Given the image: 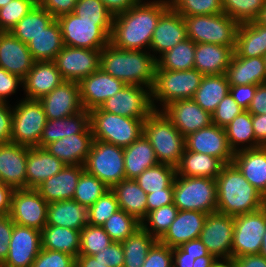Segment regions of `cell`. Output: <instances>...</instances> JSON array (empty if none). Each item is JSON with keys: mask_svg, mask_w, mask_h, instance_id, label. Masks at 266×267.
I'll use <instances>...</instances> for the list:
<instances>
[{"mask_svg": "<svg viewBox=\"0 0 266 267\" xmlns=\"http://www.w3.org/2000/svg\"><path fill=\"white\" fill-rule=\"evenodd\" d=\"M145 1L140 0L127 11L113 16L110 43L114 47L149 51L156 24L170 3L169 0Z\"/></svg>", "mask_w": 266, "mask_h": 267, "instance_id": "1", "label": "cell"}, {"mask_svg": "<svg viewBox=\"0 0 266 267\" xmlns=\"http://www.w3.org/2000/svg\"><path fill=\"white\" fill-rule=\"evenodd\" d=\"M217 211L229 216L255 212L266 205V198L233 164H225L216 177Z\"/></svg>", "mask_w": 266, "mask_h": 267, "instance_id": "2", "label": "cell"}, {"mask_svg": "<svg viewBox=\"0 0 266 267\" xmlns=\"http://www.w3.org/2000/svg\"><path fill=\"white\" fill-rule=\"evenodd\" d=\"M155 57L143 50H122L108 43L100 55V69L127 85L151 90L154 82Z\"/></svg>", "mask_w": 266, "mask_h": 267, "instance_id": "3", "label": "cell"}, {"mask_svg": "<svg viewBox=\"0 0 266 267\" xmlns=\"http://www.w3.org/2000/svg\"><path fill=\"white\" fill-rule=\"evenodd\" d=\"M143 134L150 141L159 163L174 167L180 164L185 137L162 111L154 110L144 120Z\"/></svg>", "mask_w": 266, "mask_h": 267, "instance_id": "4", "label": "cell"}, {"mask_svg": "<svg viewBox=\"0 0 266 267\" xmlns=\"http://www.w3.org/2000/svg\"><path fill=\"white\" fill-rule=\"evenodd\" d=\"M202 77L203 75L195 68L182 71L155 69L154 82L150 90L153 109L161 111L174 101L192 99Z\"/></svg>", "mask_w": 266, "mask_h": 267, "instance_id": "5", "label": "cell"}, {"mask_svg": "<svg viewBox=\"0 0 266 267\" xmlns=\"http://www.w3.org/2000/svg\"><path fill=\"white\" fill-rule=\"evenodd\" d=\"M89 113L94 140L124 148L143 134V119L105 112L100 108L93 109Z\"/></svg>", "mask_w": 266, "mask_h": 267, "instance_id": "6", "label": "cell"}, {"mask_svg": "<svg viewBox=\"0 0 266 267\" xmlns=\"http://www.w3.org/2000/svg\"><path fill=\"white\" fill-rule=\"evenodd\" d=\"M173 204L178 210L217 211L216 180L204 177L176 175L173 182Z\"/></svg>", "mask_w": 266, "mask_h": 267, "instance_id": "7", "label": "cell"}, {"mask_svg": "<svg viewBox=\"0 0 266 267\" xmlns=\"http://www.w3.org/2000/svg\"><path fill=\"white\" fill-rule=\"evenodd\" d=\"M57 20L65 46L102 50L110 43L112 21L82 20L74 13L61 15Z\"/></svg>", "mask_w": 266, "mask_h": 267, "instance_id": "8", "label": "cell"}, {"mask_svg": "<svg viewBox=\"0 0 266 267\" xmlns=\"http://www.w3.org/2000/svg\"><path fill=\"white\" fill-rule=\"evenodd\" d=\"M187 38L194 43L236 47L239 23L225 13L184 16Z\"/></svg>", "mask_w": 266, "mask_h": 267, "instance_id": "9", "label": "cell"}, {"mask_svg": "<svg viewBox=\"0 0 266 267\" xmlns=\"http://www.w3.org/2000/svg\"><path fill=\"white\" fill-rule=\"evenodd\" d=\"M84 170L96 176L110 189L126 179L124 148L94 140L84 164Z\"/></svg>", "mask_w": 266, "mask_h": 267, "instance_id": "10", "label": "cell"}, {"mask_svg": "<svg viewBox=\"0 0 266 267\" xmlns=\"http://www.w3.org/2000/svg\"><path fill=\"white\" fill-rule=\"evenodd\" d=\"M13 106L11 142L39 147L47 117L39 100L23 98Z\"/></svg>", "mask_w": 266, "mask_h": 267, "instance_id": "11", "label": "cell"}, {"mask_svg": "<svg viewBox=\"0 0 266 267\" xmlns=\"http://www.w3.org/2000/svg\"><path fill=\"white\" fill-rule=\"evenodd\" d=\"M266 228V205L255 212L234 216L232 258L259 254Z\"/></svg>", "mask_w": 266, "mask_h": 267, "instance_id": "12", "label": "cell"}, {"mask_svg": "<svg viewBox=\"0 0 266 267\" xmlns=\"http://www.w3.org/2000/svg\"><path fill=\"white\" fill-rule=\"evenodd\" d=\"M105 112L145 120L153 111L150 89L138 85H125L100 106Z\"/></svg>", "mask_w": 266, "mask_h": 267, "instance_id": "13", "label": "cell"}, {"mask_svg": "<svg viewBox=\"0 0 266 267\" xmlns=\"http://www.w3.org/2000/svg\"><path fill=\"white\" fill-rule=\"evenodd\" d=\"M47 201L36 189H16L9 216L15 224L42 230L47 221Z\"/></svg>", "mask_w": 266, "mask_h": 267, "instance_id": "14", "label": "cell"}, {"mask_svg": "<svg viewBox=\"0 0 266 267\" xmlns=\"http://www.w3.org/2000/svg\"><path fill=\"white\" fill-rule=\"evenodd\" d=\"M234 217L218 211L207 215L200 240L216 259H232Z\"/></svg>", "mask_w": 266, "mask_h": 267, "instance_id": "15", "label": "cell"}, {"mask_svg": "<svg viewBox=\"0 0 266 267\" xmlns=\"http://www.w3.org/2000/svg\"><path fill=\"white\" fill-rule=\"evenodd\" d=\"M101 50L63 46L53 62L66 81L79 83L100 68Z\"/></svg>", "mask_w": 266, "mask_h": 267, "instance_id": "16", "label": "cell"}, {"mask_svg": "<svg viewBox=\"0 0 266 267\" xmlns=\"http://www.w3.org/2000/svg\"><path fill=\"white\" fill-rule=\"evenodd\" d=\"M41 249L40 230L14 223L9 253L0 267H32Z\"/></svg>", "mask_w": 266, "mask_h": 267, "instance_id": "17", "label": "cell"}, {"mask_svg": "<svg viewBox=\"0 0 266 267\" xmlns=\"http://www.w3.org/2000/svg\"><path fill=\"white\" fill-rule=\"evenodd\" d=\"M185 149L217 157L224 164L233 162L234 152L229 146L225 128L214 124L186 136Z\"/></svg>", "mask_w": 266, "mask_h": 267, "instance_id": "18", "label": "cell"}, {"mask_svg": "<svg viewBox=\"0 0 266 267\" xmlns=\"http://www.w3.org/2000/svg\"><path fill=\"white\" fill-rule=\"evenodd\" d=\"M78 84L82 108L89 112L100 108L104 101L114 96L126 85L100 68L83 78Z\"/></svg>", "mask_w": 266, "mask_h": 267, "instance_id": "19", "label": "cell"}, {"mask_svg": "<svg viewBox=\"0 0 266 267\" xmlns=\"http://www.w3.org/2000/svg\"><path fill=\"white\" fill-rule=\"evenodd\" d=\"M184 136L212 124V116L204 111L193 99L174 101L161 110Z\"/></svg>", "mask_w": 266, "mask_h": 267, "instance_id": "20", "label": "cell"}, {"mask_svg": "<svg viewBox=\"0 0 266 267\" xmlns=\"http://www.w3.org/2000/svg\"><path fill=\"white\" fill-rule=\"evenodd\" d=\"M187 39L186 24L183 16L169 7L159 18L153 31L149 52L157 60L178 43ZM157 54H159L157 56ZM157 57H156V56Z\"/></svg>", "mask_w": 266, "mask_h": 267, "instance_id": "21", "label": "cell"}, {"mask_svg": "<svg viewBox=\"0 0 266 267\" xmlns=\"http://www.w3.org/2000/svg\"><path fill=\"white\" fill-rule=\"evenodd\" d=\"M39 101L47 120L70 117L83 110L77 82L65 80Z\"/></svg>", "mask_w": 266, "mask_h": 267, "instance_id": "22", "label": "cell"}, {"mask_svg": "<svg viewBox=\"0 0 266 267\" xmlns=\"http://www.w3.org/2000/svg\"><path fill=\"white\" fill-rule=\"evenodd\" d=\"M29 147L13 142L0 144V179L7 186L26 188V162Z\"/></svg>", "mask_w": 266, "mask_h": 267, "instance_id": "23", "label": "cell"}, {"mask_svg": "<svg viewBox=\"0 0 266 267\" xmlns=\"http://www.w3.org/2000/svg\"><path fill=\"white\" fill-rule=\"evenodd\" d=\"M34 62L25 43L10 32H0V68L24 79Z\"/></svg>", "mask_w": 266, "mask_h": 267, "instance_id": "24", "label": "cell"}, {"mask_svg": "<svg viewBox=\"0 0 266 267\" xmlns=\"http://www.w3.org/2000/svg\"><path fill=\"white\" fill-rule=\"evenodd\" d=\"M63 81L61 73L53 61H35L23 79L26 99L40 100Z\"/></svg>", "mask_w": 266, "mask_h": 267, "instance_id": "25", "label": "cell"}, {"mask_svg": "<svg viewBox=\"0 0 266 267\" xmlns=\"http://www.w3.org/2000/svg\"><path fill=\"white\" fill-rule=\"evenodd\" d=\"M93 141L90 127L85 133L68 135L47 144L44 148L65 165L84 166Z\"/></svg>", "mask_w": 266, "mask_h": 267, "instance_id": "26", "label": "cell"}, {"mask_svg": "<svg viewBox=\"0 0 266 267\" xmlns=\"http://www.w3.org/2000/svg\"><path fill=\"white\" fill-rule=\"evenodd\" d=\"M207 215L200 211L179 210L175 220L159 241L174 248L190 240L198 239Z\"/></svg>", "mask_w": 266, "mask_h": 267, "instance_id": "27", "label": "cell"}, {"mask_svg": "<svg viewBox=\"0 0 266 267\" xmlns=\"http://www.w3.org/2000/svg\"><path fill=\"white\" fill-rule=\"evenodd\" d=\"M82 165H66L58 174L41 183L36 190L47 203L73 199Z\"/></svg>", "mask_w": 266, "mask_h": 267, "instance_id": "28", "label": "cell"}, {"mask_svg": "<svg viewBox=\"0 0 266 267\" xmlns=\"http://www.w3.org/2000/svg\"><path fill=\"white\" fill-rule=\"evenodd\" d=\"M232 163L266 198V146L234 152Z\"/></svg>", "mask_w": 266, "mask_h": 267, "instance_id": "29", "label": "cell"}, {"mask_svg": "<svg viewBox=\"0 0 266 267\" xmlns=\"http://www.w3.org/2000/svg\"><path fill=\"white\" fill-rule=\"evenodd\" d=\"M234 47L212 43H195L194 68L203 76L225 74Z\"/></svg>", "mask_w": 266, "mask_h": 267, "instance_id": "30", "label": "cell"}, {"mask_svg": "<svg viewBox=\"0 0 266 267\" xmlns=\"http://www.w3.org/2000/svg\"><path fill=\"white\" fill-rule=\"evenodd\" d=\"M66 165L45 148L29 147L26 162V188L36 189Z\"/></svg>", "mask_w": 266, "mask_h": 267, "instance_id": "31", "label": "cell"}, {"mask_svg": "<svg viewBox=\"0 0 266 267\" xmlns=\"http://www.w3.org/2000/svg\"><path fill=\"white\" fill-rule=\"evenodd\" d=\"M46 225L81 231L89 225V209L73 199L49 203Z\"/></svg>", "mask_w": 266, "mask_h": 267, "instance_id": "32", "label": "cell"}, {"mask_svg": "<svg viewBox=\"0 0 266 267\" xmlns=\"http://www.w3.org/2000/svg\"><path fill=\"white\" fill-rule=\"evenodd\" d=\"M225 75L230 86L265 84L266 69L264 57L245 58L234 54Z\"/></svg>", "mask_w": 266, "mask_h": 267, "instance_id": "33", "label": "cell"}, {"mask_svg": "<svg viewBox=\"0 0 266 267\" xmlns=\"http://www.w3.org/2000/svg\"><path fill=\"white\" fill-rule=\"evenodd\" d=\"M234 54L252 58L266 55V26L257 20L240 23L236 34Z\"/></svg>", "mask_w": 266, "mask_h": 267, "instance_id": "34", "label": "cell"}, {"mask_svg": "<svg viewBox=\"0 0 266 267\" xmlns=\"http://www.w3.org/2000/svg\"><path fill=\"white\" fill-rule=\"evenodd\" d=\"M90 128V113L83 109L75 115L62 119L47 120L39 141V147L72 134L85 133Z\"/></svg>", "mask_w": 266, "mask_h": 267, "instance_id": "35", "label": "cell"}, {"mask_svg": "<svg viewBox=\"0 0 266 267\" xmlns=\"http://www.w3.org/2000/svg\"><path fill=\"white\" fill-rule=\"evenodd\" d=\"M158 164L154 149L144 134L129 146L124 147L126 179H135L144 170Z\"/></svg>", "mask_w": 266, "mask_h": 267, "instance_id": "36", "label": "cell"}, {"mask_svg": "<svg viewBox=\"0 0 266 267\" xmlns=\"http://www.w3.org/2000/svg\"><path fill=\"white\" fill-rule=\"evenodd\" d=\"M119 204V208L142 221L148 214L147 194L135 179H124L111 188Z\"/></svg>", "mask_w": 266, "mask_h": 267, "instance_id": "37", "label": "cell"}, {"mask_svg": "<svg viewBox=\"0 0 266 267\" xmlns=\"http://www.w3.org/2000/svg\"><path fill=\"white\" fill-rule=\"evenodd\" d=\"M224 165L217 157L185 149L176 175L216 179Z\"/></svg>", "mask_w": 266, "mask_h": 267, "instance_id": "38", "label": "cell"}, {"mask_svg": "<svg viewBox=\"0 0 266 267\" xmlns=\"http://www.w3.org/2000/svg\"><path fill=\"white\" fill-rule=\"evenodd\" d=\"M27 46L35 61H53L64 46L58 20L55 19L40 34L34 37Z\"/></svg>", "mask_w": 266, "mask_h": 267, "instance_id": "39", "label": "cell"}, {"mask_svg": "<svg viewBox=\"0 0 266 267\" xmlns=\"http://www.w3.org/2000/svg\"><path fill=\"white\" fill-rule=\"evenodd\" d=\"M42 248L67 253L75 258L80 253V231L46 225L41 230Z\"/></svg>", "mask_w": 266, "mask_h": 267, "instance_id": "40", "label": "cell"}, {"mask_svg": "<svg viewBox=\"0 0 266 267\" xmlns=\"http://www.w3.org/2000/svg\"><path fill=\"white\" fill-rule=\"evenodd\" d=\"M229 88L225 74L205 75L192 99L204 111L212 114L219 102L229 93Z\"/></svg>", "mask_w": 266, "mask_h": 267, "instance_id": "41", "label": "cell"}, {"mask_svg": "<svg viewBox=\"0 0 266 267\" xmlns=\"http://www.w3.org/2000/svg\"><path fill=\"white\" fill-rule=\"evenodd\" d=\"M225 131L229 146L233 152L261 146L256 141L253 130L252 114L248 110H244L238 114L225 127Z\"/></svg>", "mask_w": 266, "mask_h": 267, "instance_id": "42", "label": "cell"}, {"mask_svg": "<svg viewBox=\"0 0 266 267\" xmlns=\"http://www.w3.org/2000/svg\"><path fill=\"white\" fill-rule=\"evenodd\" d=\"M54 20L55 18L37 3L33 9L11 29L10 33L27 45Z\"/></svg>", "mask_w": 266, "mask_h": 267, "instance_id": "43", "label": "cell"}, {"mask_svg": "<svg viewBox=\"0 0 266 267\" xmlns=\"http://www.w3.org/2000/svg\"><path fill=\"white\" fill-rule=\"evenodd\" d=\"M157 241L148 231L138 228L130 237L122 241L124 251L123 267H142L146 256Z\"/></svg>", "mask_w": 266, "mask_h": 267, "instance_id": "44", "label": "cell"}, {"mask_svg": "<svg viewBox=\"0 0 266 267\" xmlns=\"http://www.w3.org/2000/svg\"><path fill=\"white\" fill-rule=\"evenodd\" d=\"M195 43L187 38L169 51L163 53L157 60L156 69L182 71L194 68Z\"/></svg>", "mask_w": 266, "mask_h": 267, "instance_id": "45", "label": "cell"}, {"mask_svg": "<svg viewBox=\"0 0 266 267\" xmlns=\"http://www.w3.org/2000/svg\"><path fill=\"white\" fill-rule=\"evenodd\" d=\"M176 174V167L159 163L144 170L135 181L148 194L168 188L174 182Z\"/></svg>", "mask_w": 266, "mask_h": 267, "instance_id": "46", "label": "cell"}, {"mask_svg": "<svg viewBox=\"0 0 266 267\" xmlns=\"http://www.w3.org/2000/svg\"><path fill=\"white\" fill-rule=\"evenodd\" d=\"M101 227L113 242H122L141 227V222L119 209Z\"/></svg>", "mask_w": 266, "mask_h": 267, "instance_id": "47", "label": "cell"}, {"mask_svg": "<svg viewBox=\"0 0 266 267\" xmlns=\"http://www.w3.org/2000/svg\"><path fill=\"white\" fill-rule=\"evenodd\" d=\"M108 190L110 188L101 180L84 170L78 180L73 200L89 208Z\"/></svg>", "mask_w": 266, "mask_h": 267, "instance_id": "48", "label": "cell"}, {"mask_svg": "<svg viewBox=\"0 0 266 267\" xmlns=\"http://www.w3.org/2000/svg\"><path fill=\"white\" fill-rule=\"evenodd\" d=\"M178 211V208L174 204L162 206L150 211L141 221V227L159 240L175 220Z\"/></svg>", "mask_w": 266, "mask_h": 267, "instance_id": "49", "label": "cell"}, {"mask_svg": "<svg viewBox=\"0 0 266 267\" xmlns=\"http://www.w3.org/2000/svg\"><path fill=\"white\" fill-rule=\"evenodd\" d=\"M266 0H222L223 12L240 23L257 20Z\"/></svg>", "mask_w": 266, "mask_h": 267, "instance_id": "50", "label": "cell"}, {"mask_svg": "<svg viewBox=\"0 0 266 267\" xmlns=\"http://www.w3.org/2000/svg\"><path fill=\"white\" fill-rule=\"evenodd\" d=\"M169 3L183 17L224 13L222 0H169Z\"/></svg>", "mask_w": 266, "mask_h": 267, "instance_id": "51", "label": "cell"}, {"mask_svg": "<svg viewBox=\"0 0 266 267\" xmlns=\"http://www.w3.org/2000/svg\"><path fill=\"white\" fill-rule=\"evenodd\" d=\"M113 242L105 230L100 226L86 225L80 231L79 255H95L103 252Z\"/></svg>", "mask_w": 266, "mask_h": 267, "instance_id": "52", "label": "cell"}, {"mask_svg": "<svg viewBox=\"0 0 266 267\" xmlns=\"http://www.w3.org/2000/svg\"><path fill=\"white\" fill-rule=\"evenodd\" d=\"M36 4L35 0H12L0 8V32H10Z\"/></svg>", "mask_w": 266, "mask_h": 267, "instance_id": "53", "label": "cell"}, {"mask_svg": "<svg viewBox=\"0 0 266 267\" xmlns=\"http://www.w3.org/2000/svg\"><path fill=\"white\" fill-rule=\"evenodd\" d=\"M88 209L89 225L101 227L120 208L115 194L110 189Z\"/></svg>", "mask_w": 266, "mask_h": 267, "instance_id": "54", "label": "cell"}, {"mask_svg": "<svg viewBox=\"0 0 266 267\" xmlns=\"http://www.w3.org/2000/svg\"><path fill=\"white\" fill-rule=\"evenodd\" d=\"M73 13L82 20L113 21V15L100 0H78Z\"/></svg>", "mask_w": 266, "mask_h": 267, "instance_id": "55", "label": "cell"}, {"mask_svg": "<svg viewBox=\"0 0 266 267\" xmlns=\"http://www.w3.org/2000/svg\"><path fill=\"white\" fill-rule=\"evenodd\" d=\"M244 109L238 105L233 97L228 93L218 104L211 114L212 124L225 128Z\"/></svg>", "mask_w": 266, "mask_h": 267, "instance_id": "56", "label": "cell"}, {"mask_svg": "<svg viewBox=\"0 0 266 267\" xmlns=\"http://www.w3.org/2000/svg\"><path fill=\"white\" fill-rule=\"evenodd\" d=\"M76 258L64 252L41 249L32 267H75Z\"/></svg>", "mask_w": 266, "mask_h": 267, "instance_id": "57", "label": "cell"}, {"mask_svg": "<svg viewBox=\"0 0 266 267\" xmlns=\"http://www.w3.org/2000/svg\"><path fill=\"white\" fill-rule=\"evenodd\" d=\"M142 267H173L172 248L157 240L150 248Z\"/></svg>", "mask_w": 266, "mask_h": 267, "instance_id": "58", "label": "cell"}, {"mask_svg": "<svg viewBox=\"0 0 266 267\" xmlns=\"http://www.w3.org/2000/svg\"><path fill=\"white\" fill-rule=\"evenodd\" d=\"M93 256L109 267H123L124 264V251L121 242H111L103 252H98Z\"/></svg>", "mask_w": 266, "mask_h": 267, "instance_id": "59", "label": "cell"}, {"mask_svg": "<svg viewBox=\"0 0 266 267\" xmlns=\"http://www.w3.org/2000/svg\"><path fill=\"white\" fill-rule=\"evenodd\" d=\"M19 86L23 87V79L0 68V102H10L8 97L15 94Z\"/></svg>", "mask_w": 266, "mask_h": 267, "instance_id": "60", "label": "cell"}, {"mask_svg": "<svg viewBox=\"0 0 266 267\" xmlns=\"http://www.w3.org/2000/svg\"><path fill=\"white\" fill-rule=\"evenodd\" d=\"M14 222L9 214L0 215V266L4 263L9 253V242L12 237Z\"/></svg>", "mask_w": 266, "mask_h": 267, "instance_id": "61", "label": "cell"}, {"mask_svg": "<svg viewBox=\"0 0 266 267\" xmlns=\"http://www.w3.org/2000/svg\"><path fill=\"white\" fill-rule=\"evenodd\" d=\"M0 102V144L11 142L13 107Z\"/></svg>", "mask_w": 266, "mask_h": 267, "instance_id": "62", "label": "cell"}, {"mask_svg": "<svg viewBox=\"0 0 266 267\" xmlns=\"http://www.w3.org/2000/svg\"><path fill=\"white\" fill-rule=\"evenodd\" d=\"M77 1L78 0H40L39 4L57 19L61 15L73 13Z\"/></svg>", "mask_w": 266, "mask_h": 267, "instance_id": "63", "label": "cell"}, {"mask_svg": "<svg viewBox=\"0 0 266 267\" xmlns=\"http://www.w3.org/2000/svg\"><path fill=\"white\" fill-rule=\"evenodd\" d=\"M257 85L230 86L229 93L240 107L247 110L255 95Z\"/></svg>", "mask_w": 266, "mask_h": 267, "instance_id": "64", "label": "cell"}, {"mask_svg": "<svg viewBox=\"0 0 266 267\" xmlns=\"http://www.w3.org/2000/svg\"><path fill=\"white\" fill-rule=\"evenodd\" d=\"M169 204H173V183L161 191L147 194L148 212Z\"/></svg>", "mask_w": 266, "mask_h": 267, "instance_id": "65", "label": "cell"}, {"mask_svg": "<svg viewBox=\"0 0 266 267\" xmlns=\"http://www.w3.org/2000/svg\"><path fill=\"white\" fill-rule=\"evenodd\" d=\"M247 110L252 115L266 114V83L257 85L255 95Z\"/></svg>", "mask_w": 266, "mask_h": 267, "instance_id": "66", "label": "cell"}, {"mask_svg": "<svg viewBox=\"0 0 266 267\" xmlns=\"http://www.w3.org/2000/svg\"><path fill=\"white\" fill-rule=\"evenodd\" d=\"M235 267H266V258L260 254L232 258Z\"/></svg>", "mask_w": 266, "mask_h": 267, "instance_id": "67", "label": "cell"}, {"mask_svg": "<svg viewBox=\"0 0 266 267\" xmlns=\"http://www.w3.org/2000/svg\"><path fill=\"white\" fill-rule=\"evenodd\" d=\"M106 9L113 15L123 13L136 5L140 0H100Z\"/></svg>", "mask_w": 266, "mask_h": 267, "instance_id": "68", "label": "cell"}, {"mask_svg": "<svg viewBox=\"0 0 266 267\" xmlns=\"http://www.w3.org/2000/svg\"><path fill=\"white\" fill-rule=\"evenodd\" d=\"M179 247L190 256L195 257V259L198 257L208 256L210 254L200 238L190 240L189 242L181 244Z\"/></svg>", "mask_w": 266, "mask_h": 267, "instance_id": "69", "label": "cell"}, {"mask_svg": "<svg viewBox=\"0 0 266 267\" xmlns=\"http://www.w3.org/2000/svg\"><path fill=\"white\" fill-rule=\"evenodd\" d=\"M252 123L256 141L266 146V114L252 115Z\"/></svg>", "mask_w": 266, "mask_h": 267, "instance_id": "70", "label": "cell"}, {"mask_svg": "<svg viewBox=\"0 0 266 267\" xmlns=\"http://www.w3.org/2000/svg\"><path fill=\"white\" fill-rule=\"evenodd\" d=\"M13 192L12 187L0 183V215L10 213Z\"/></svg>", "mask_w": 266, "mask_h": 267, "instance_id": "71", "label": "cell"}, {"mask_svg": "<svg viewBox=\"0 0 266 267\" xmlns=\"http://www.w3.org/2000/svg\"><path fill=\"white\" fill-rule=\"evenodd\" d=\"M173 267H194L195 257L184 252L179 246L172 248Z\"/></svg>", "mask_w": 266, "mask_h": 267, "instance_id": "72", "label": "cell"}, {"mask_svg": "<svg viewBox=\"0 0 266 267\" xmlns=\"http://www.w3.org/2000/svg\"><path fill=\"white\" fill-rule=\"evenodd\" d=\"M75 267H109L91 255H78Z\"/></svg>", "mask_w": 266, "mask_h": 267, "instance_id": "73", "label": "cell"}, {"mask_svg": "<svg viewBox=\"0 0 266 267\" xmlns=\"http://www.w3.org/2000/svg\"><path fill=\"white\" fill-rule=\"evenodd\" d=\"M215 260L216 258L212 254H209L208 256L198 257L195 259L193 265L194 267H210Z\"/></svg>", "mask_w": 266, "mask_h": 267, "instance_id": "74", "label": "cell"}, {"mask_svg": "<svg viewBox=\"0 0 266 267\" xmlns=\"http://www.w3.org/2000/svg\"><path fill=\"white\" fill-rule=\"evenodd\" d=\"M210 267H235L232 259H216Z\"/></svg>", "mask_w": 266, "mask_h": 267, "instance_id": "75", "label": "cell"}, {"mask_svg": "<svg viewBox=\"0 0 266 267\" xmlns=\"http://www.w3.org/2000/svg\"><path fill=\"white\" fill-rule=\"evenodd\" d=\"M257 21H258L260 24L266 26V3H265V5H264V7H263V9H262V11H261V14H260V16L258 17Z\"/></svg>", "mask_w": 266, "mask_h": 267, "instance_id": "76", "label": "cell"}, {"mask_svg": "<svg viewBox=\"0 0 266 267\" xmlns=\"http://www.w3.org/2000/svg\"><path fill=\"white\" fill-rule=\"evenodd\" d=\"M259 254L266 258V228L263 234L262 247Z\"/></svg>", "mask_w": 266, "mask_h": 267, "instance_id": "77", "label": "cell"}, {"mask_svg": "<svg viewBox=\"0 0 266 267\" xmlns=\"http://www.w3.org/2000/svg\"><path fill=\"white\" fill-rule=\"evenodd\" d=\"M10 1H12V0H0V8H2L5 5H7Z\"/></svg>", "mask_w": 266, "mask_h": 267, "instance_id": "78", "label": "cell"}, {"mask_svg": "<svg viewBox=\"0 0 266 267\" xmlns=\"http://www.w3.org/2000/svg\"><path fill=\"white\" fill-rule=\"evenodd\" d=\"M265 69H266V55L264 56Z\"/></svg>", "mask_w": 266, "mask_h": 267, "instance_id": "79", "label": "cell"}]
</instances>
